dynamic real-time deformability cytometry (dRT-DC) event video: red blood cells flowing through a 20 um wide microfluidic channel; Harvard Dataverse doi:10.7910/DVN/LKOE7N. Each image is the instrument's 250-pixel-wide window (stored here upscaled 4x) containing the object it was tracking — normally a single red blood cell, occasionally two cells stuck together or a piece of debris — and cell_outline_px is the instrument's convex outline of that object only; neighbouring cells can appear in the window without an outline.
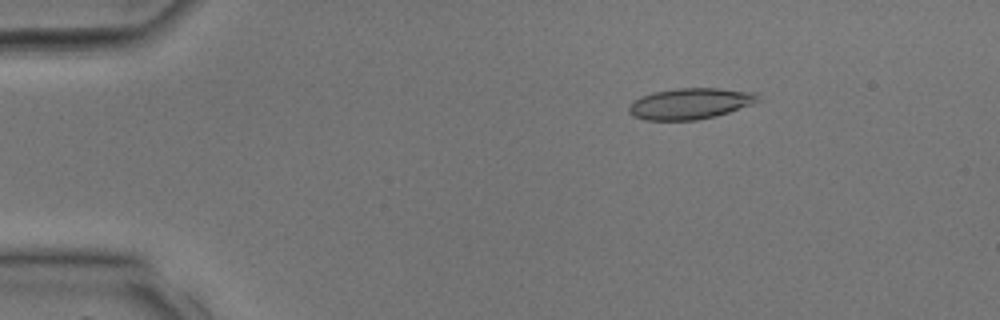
{"species": "common noctule bat (a hibernating species)", "species_latin": "Nyctalus noctula", "temperature_condition": "room temperature", "stored_images_in_passage": 34, "camera_frame_rate_fps": 3000, "um_per_image_px": 0.085, "animal": {"sex": "male", "body_mass_g": 17.9, "forearm_length_mm": 54.2}, "frame": {"image": 1, "passage_image": 6, "time_ms": 1.667, "image_size_px": [1000, 320], "cell_outline_px": [[756, 100], [752, 104], [716, 116], [696, 120], [644, 120], [632, 116], [628, 112], [628, 108], [640, 96], [652, 92], [676, 88], [720, 88], [756, 92]], "centroid_in_image_um": [58.62, 8.8], "position_along_channel_um": 26.4, "area_um2": 23.24}}
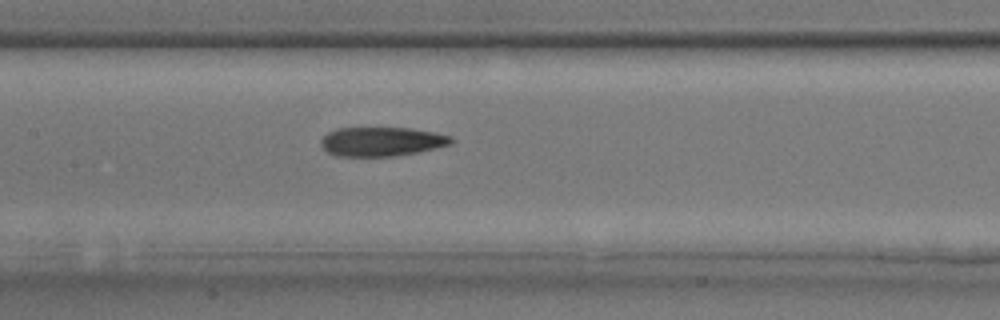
{"frame": {"image": 2, "passage_image": 17, "time_ms": 5.333, "image_size_px": [1000, 320], "cell_outline_px": [[456, 140], [452, 144], [416, 152], [392, 156], [336, 156], [328, 152], [320, 144], [320, 140], [328, 132], [336, 128], [408, 128], [436, 132], [452, 136]], "centroid_in_image_um": [32.45, 12.02], "position_along_channel_um": 174.9, "area_um2": 22.14}}
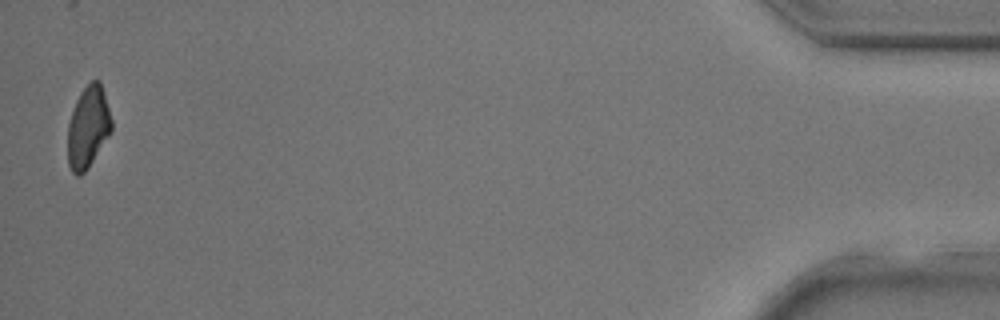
{"frame": {"image": 3, "passage_image": 34, "time_ms": 11.0, "image_size_px": [1000, 320], "cell_outline_px": [[112, 132], [88, 168], [80, 176], [76, 176], [72, 172], [68, 164], [68, 124], [76, 100], [80, 92], [92, 80], [100, 80], [112, 120]], "centroid_in_image_um": [7.49, 10.83], "position_along_channel_um": 427.7, "area_um2": 20.92}}